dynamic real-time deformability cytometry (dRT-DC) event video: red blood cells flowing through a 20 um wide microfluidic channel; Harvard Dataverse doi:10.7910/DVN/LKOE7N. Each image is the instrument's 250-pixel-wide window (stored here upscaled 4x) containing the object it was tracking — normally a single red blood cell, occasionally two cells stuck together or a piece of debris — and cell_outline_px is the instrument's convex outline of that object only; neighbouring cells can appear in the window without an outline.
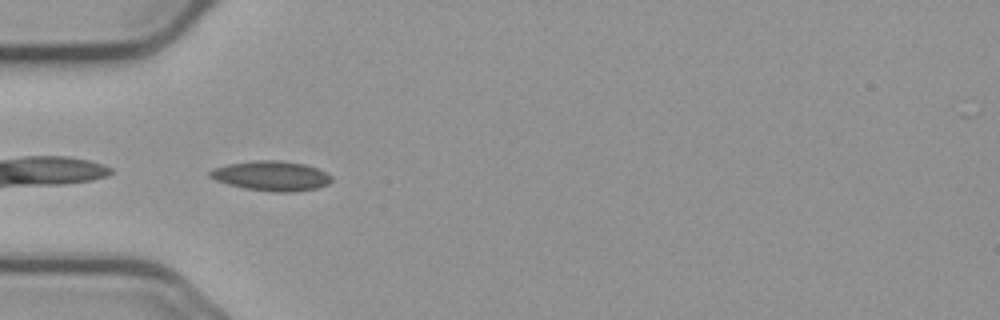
{"species": "common noctule bat (a hibernating species)", "species_latin": "Nyctalus noctula", "temperature_condition": "cold", "stored_images_in_passage": 34, "camera_frame_rate_fps": 3000, "um_per_image_px": 0.085, "animal": {"sex": "male", "body_mass_g": 23.1, "forearm_length_mm": 52.7}, "frame": {"image": 1, "passage_image": 1, "time_ms": 0.0, "image_size_px": [1000, 320], "cell_outline_px": [[332, 180], [328, 184], [316, 188], [292, 192], [272, 192], [244, 188], [228, 184], [216, 180], [208, 176], [208, 172], [212, 168], [228, 164], [252, 160], [284, 160], [304, 164], [316, 168], [332, 176]], "centroid_in_image_um": [23.04, 14.94], "position_along_channel_um": 62.0, "area_um2": 21.21}}
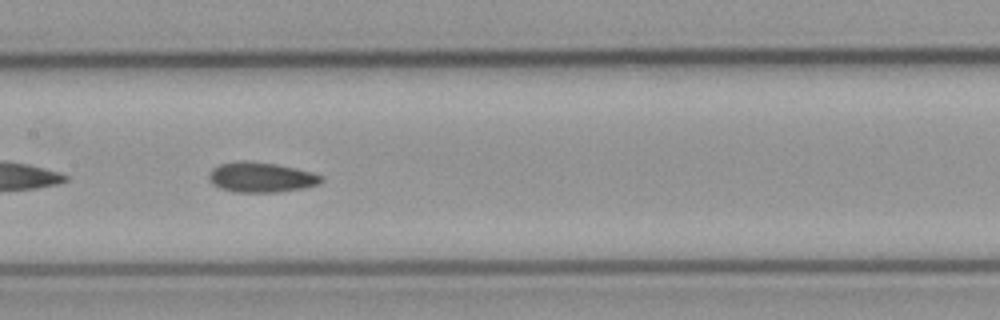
{"frame": {"image": 2, "passage_image": 11, "time_ms": 3.333, "image_size_px": [1000, 320], "cell_outline_px": [[324, 180], [320, 184], [304, 188], [276, 192], [232, 192], [220, 188], [212, 184], [208, 180], [208, 172], [212, 168], [220, 164], [244, 160], [276, 164], [296, 168], [312, 172], [324, 176]], "centroid_in_image_um": [22.19, 15.07], "position_along_channel_um": 185.2, "area_um2": 19.94}}
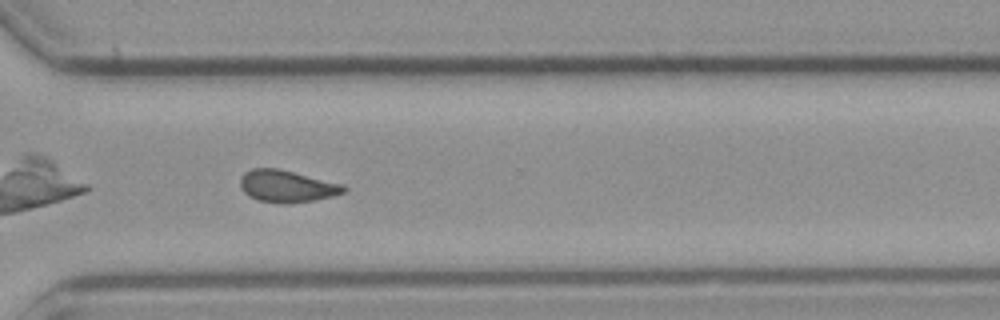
{"frame": {"image": 3, "passage_image": 24, "time_ms": 7.667, "image_size_px": [1000, 320], "cell_outline_px": [[348, 188], [344, 192], [332, 196], [312, 200], [284, 204], [260, 200], [248, 196], [240, 188], [240, 176], [244, 172], [252, 168], [276, 168], [344, 184]], "centroid_in_image_um": [24.36, 15.82], "position_along_channel_um": 346.2, "area_um2": 19.25}, "authors_computed_cell_mechanics": {"area_um2": 18.9295, "velocity_mm_per_s": 3.7233, "shape_relaxation_time_tau1_ms": null, "shape_relaxation_time_tau2_ms": 4.4137, "deformation_change_tau1": null, "deformation_change_tau2": 0.1012}}